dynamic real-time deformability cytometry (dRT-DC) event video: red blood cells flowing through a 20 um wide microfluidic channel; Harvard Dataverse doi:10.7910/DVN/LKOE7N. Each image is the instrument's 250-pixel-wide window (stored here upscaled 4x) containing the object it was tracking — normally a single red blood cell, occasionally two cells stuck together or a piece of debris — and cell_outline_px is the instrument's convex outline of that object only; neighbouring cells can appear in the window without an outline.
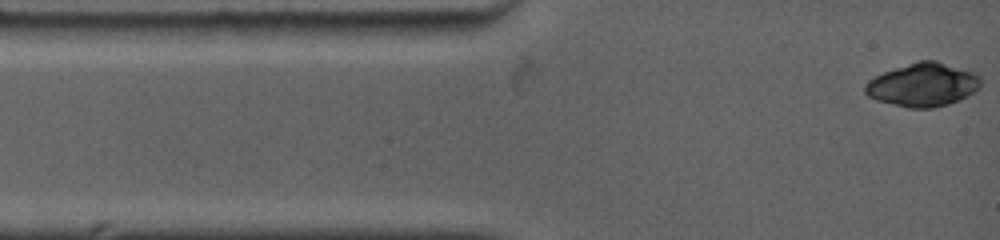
{"species": "common noctule bat (a hibernating species)", "species_latin": "Nyctalus noctula", "temperature_condition": "warm", "stored_images_in_passage": 41, "camera_frame_rate_fps": 4500, "um_per_image_px": 0.085, "animal": {"sex": "female", "body_mass_g": 19.0, "forearm_length_mm": 53.3}, "frame": {"image": 1, "passage_image": 1, "time_ms": 0.0, "image_size_px": [1000, 240], "cell_outline_px": [[980, 88], [968, 96], [960, 100], [948, 104], [932, 108], [908, 108], [876, 100], [868, 96], [864, 92], [864, 84], [868, 80], [884, 72], [916, 60], [936, 60], [976, 72], [980, 76]], "centroid_in_image_um": [78.46, 7.2], "position_along_channel_um": 6.5, "area_um2": 29.59}}
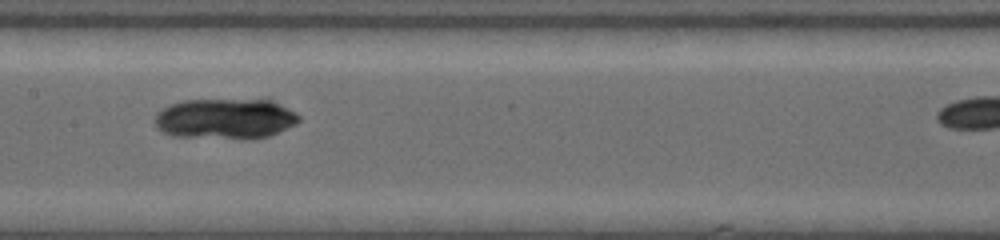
{"frame": {"image": 2, "passage_image": 40, "time_ms": 6.0, "image_size_px": [1000, 240], "cell_outline_px": [[300, 120], [296, 124], [268, 136], [176, 136], [164, 132], [156, 128], [156, 112], [160, 108], [168, 104], [184, 100], [272, 100], [296, 112], [300, 116]], "centroid_in_image_um": [19.12, 10.04], "position_along_channel_um": 188.3, "area_um2": 33.0}}